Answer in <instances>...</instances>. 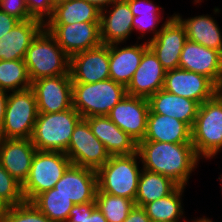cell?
<instances>
[{
  "instance_id": "1",
  "label": "cell",
  "mask_w": 222,
  "mask_h": 222,
  "mask_svg": "<svg viewBox=\"0 0 222 222\" xmlns=\"http://www.w3.org/2000/svg\"><path fill=\"white\" fill-rule=\"evenodd\" d=\"M137 152L143 169L169 177L184 187L200 160L192 143L139 141Z\"/></svg>"
},
{
  "instance_id": "2",
  "label": "cell",
  "mask_w": 222,
  "mask_h": 222,
  "mask_svg": "<svg viewBox=\"0 0 222 222\" xmlns=\"http://www.w3.org/2000/svg\"><path fill=\"white\" fill-rule=\"evenodd\" d=\"M30 81L70 74V57L44 27L32 40L24 58Z\"/></svg>"
},
{
  "instance_id": "3",
  "label": "cell",
  "mask_w": 222,
  "mask_h": 222,
  "mask_svg": "<svg viewBox=\"0 0 222 222\" xmlns=\"http://www.w3.org/2000/svg\"><path fill=\"white\" fill-rule=\"evenodd\" d=\"M191 143L200 159L214 158L222 150V90L199 106Z\"/></svg>"
},
{
  "instance_id": "4",
  "label": "cell",
  "mask_w": 222,
  "mask_h": 222,
  "mask_svg": "<svg viewBox=\"0 0 222 222\" xmlns=\"http://www.w3.org/2000/svg\"><path fill=\"white\" fill-rule=\"evenodd\" d=\"M81 119L74 107L58 113H38L30 139L37 150L65 153Z\"/></svg>"
},
{
  "instance_id": "5",
  "label": "cell",
  "mask_w": 222,
  "mask_h": 222,
  "mask_svg": "<svg viewBox=\"0 0 222 222\" xmlns=\"http://www.w3.org/2000/svg\"><path fill=\"white\" fill-rule=\"evenodd\" d=\"M138 152L130 155L110 156L97 172L98 189L114 196L135 200L142 168ZM141 168V170H140Z\"/></svg>"
},
{
  "instance_id": "6",
  "label": "cell",
  "mask_w": 222,
  "mask_h": 222,
  "mask_svg": "<svg viewBox=\"0 0 222 222\" xmlns=\"http://www.w3.org/2000/svg\"><path fill=\"white\" fill-rule=\"evenodd\" d=\"M126 95V87L110 78L95 83H72L73 107L83 119L107 116Z\"/></svg>"
},
{
  "instance_id": "7",
  "label": "cell",
  "mask_w": 222,
  "mask_h": 222,
  "mask_svg": "<svg viewBox=\"0 0 222 222\" xmlns=\"http://www.w3.org/2000/svg\"><path fill=\"white\" fill-rule=\"evenodd\" d=\"M71 164L64 152L37 150L29 175L22 184L25 201L32 202L39 194L54 188Z\"/></svg>"
},
{
  "instance_id": "8",
  "label": "cell",
  "mask_w": 222,
  "mask_h": 222,
  "mask_svg": "<svg viewBox=\"0 0 222 222\" xmlns=\"http://www.w3.org/2000/svg\"><path fill=\"white\" fill-rule=\"evenodd\" d=\"M9 93L0 137L30 139L38 116L35 93L31 87Z\"/></svg>"
},
{
  "instance_id": "9",
  "label": "cell",
  "mask_w": 222,
  "mask_h": 222,
  "mask_svg": "<svg viewBox=\"0 0 222 222\" xmlns=\"http://www.w3.org/2000/svg\"><path fill=\"white\" fill-rule=\"evenodd\" d=\"M65 154L72 164L96 171L110 158L104 144L96 138L83 118L75 126Z\"/></svg>"
},
{
  "instance_id": "10",
  "label": "cell",
  "mask_w": 222,
  "mask_h": 222,
  "mask_svg": "<svg viewBox=\"0 0 222 222\" xmlns=\"http://www.w3.org/2000/svg\"><path fill=\"white\" fill-rule=\"evenodd\" d=\"M44 27L69 57L102 44L100 22L44 24Z\"/></svg>"
},
{
  "instance_id": "11",
  "label": "cell",
  "mask_w": 222,
  "mask_h": 222,
  "mask_svg": "<svg viewBox=\"0 0 222 222\" xmlns=\"http://www.w3.org/2000/svg\"><path fill=\"white\" fill-rule=\"evenodd\" d=\"M186 40L185 27L173 14L167 17L156 37L146 41L163 68L168 71L179 68V59Z\"/></svg>"
},
{
  "instance_id": "12",
  "label": "cell",
  "mask_w": 222,
  "mask_h": 222,
  "mask_svg": "<svg viewBox=\"0 0 222 222\" xmlns=\"http://www.w3.org/2000/svg\"><path fill=\"white\" fill-rule=\"evenodd\" d=\"M38 113H58L73 107L70 74L41 78L31 82Z\"/></svg>"
},
{
  "instance_id": "13",
  "label": "cell",
  "mask_w": 222,
  "mask_h": 222,
  "mask_svg": "<svg viewBox=\"0 0 222 222\" xmlns=\"http://www.w3.org/2000/svg\"><path fill=\"white\" fill-rule=\"evenodd\" d=\"M147 98L126 95L108 113V118L137 143L144 139L148 114Z\"/></svg>"
},
{
  "instance_id": "14",
  "label": "cell",
  "mask_w": 222,
  "mask_h": 222,
  "mask_svg": "<svg viewBox=\"0 0 222 222\" xmlns=\"http://www.w3.org/2000/svg\"><path fill=\"white\" fill-rule=\"evenodd\" d=\"M163 89L200 105L220 90L206 76L182 68L166 71Z\"/></svg>"
},
{
  "instance_id": "15",
  "label": "cell",
  "mask_w": 222,
  "mask_h": 222,
  "mask_svg": "<svg viewBox=\"0 0 222 222\" xmlns=\"http://www.w3.org/2000/svg\"><path fill=\"white\" fill-rule=\"evenodd\" d=\"M69 72L72 83H95L109 79V45L101 44L72 55Z\"/></svg>"
},
{
  "instance_id": "16",
  "label": "cell",
  "mask_w": 222,
  "mask_h": 222,
  "mask_svg": "<svg viewBox=\"0 0 222 222\" xmlns=\"http://www.w3.org/2000/svg\"><path fill=\"white\" fill-rule=\"evenodd\" d=\"M179 68L202 74L222 90V53L191 40L184 43Z\"/></svg>"
},
{
  "instance_id": "17",
  "label": "cell",
  "mask_w": 222,
  "mask_h": 222,
  "mask_svg": "<svg viewBox=\"0 0 222 222\" xmlns=\"http://www.w3.org/2000/svg\"><path fill=\"white\" fill-rule=\"evenodd\" d=\"M54 188L57 193L70 198L74 204L95 201L98 190L97 172L94 169L71 164Z\"/></svg>"
},
{
  "instance_id": "18",
  "label": "cell",
  "mask_w": 222,
  "mask_h": 222,
  "mask_svg": "<svg viewBox=\"0 0 222 222\" xmlns=\"http://www.w3.org/2000/svg\"><path fill=\"white\" fill-rule=\"evenodd\" d=\"M36 151L31 139L0 137V165L21 184L29 175Z\"/></svg>"
},
{
  "instance_id": "19",
  "label": "cell",
  "mask_w": 222,
  "mask_h": 222,
  "mask_svg": "<svg viewBox=\"0 0 222 222\" xmlns=\"http://www.w3.org/2000/svg\"><path fill=\"white\" fill-rule=\"evenodd\" d=\"M108 7H111V9ZM101 9L100 35L102 44L124 43L133 31V13L127 0H116Z\"/></svg>"
},
{
  "instance_id": "20",
  "label": "cell",
  "mask_w": 222,
  "mask_h": 222,
  "mask_svg": "<svg viewBox=\"0 0 222 222\" xmlns=\"http://www.w3.org/2000/svg\"><path fill=\"white\" fill-rule=\"evenodd\" d=\"M166 70L163 68L154 52L148 47L141 62L126 87L131 96L149 98L163 89Z\"/></svg>"
},
{
  "instance_id": "21",
  "label": "cell",
  "mask_w": 222,
  "mask_h": 222,
  "mask_svg": "<svg viewBox=\"0 0 222 222\" xmlns=\"http://www.w3.org/2000/svg\"><path fill=\"white\" fill-rule=\"evenodd\" d=\"M92 133L101 141L110 156L130 155L137 152V142L122 131L108 116L85 118Z\"/></svg>"
},
{
  "instance_id": "22",
  "label": "cell",
  "mask_w": 222,
  "mask_h": 222,
  "mask_svg": "<svg viewBox=\"0 0 222 222\" xmlns=\"http://www.w3.org/2000/svg\"><path fill=\"white\" fill-rule=\"evenodd\" d=\"M120 44H109V71L110 79L128 86L133 74L138 68L144 51L148 48L147 41L141 44L124 46L120 48Z\"/></svg>"
},
{
  "instance_id": "23",
  "label": "cell",
  "mask_w": 222,
  "mask_h": 222,
  "mask_svg": "<svg viewBox=\"0 0 222 222\" xmlns=\"http://www.w3.org/2000/svg\"><path fill=\"white\" fill-rule=\"evenodd\" d=\"M44 28V23L32 18L19 21L0 38V60H24L32 40Z\"/></svg>"
},
{
  "instance_id": "24",
  "label": "cell",
  "mask_w": 222,
  "mask_h": 222,
  "mask_svg": "<svg viewBox=\"0 0 222 222\" xmlns=\"http://www.w3.org/2000/svg\"><path fill=\"white\" fill-rule=\"evenodd\" d=\"M151 113L168 115L186 123L191 129L194 125L200 104L197 101L175 95L164 89L148 98Z\"/></svg>"
},
{
  "instance_id": "25",
  "label": "cell",
  "mask_w": 222,
  "mask_h": 222,
  "mask_svg": "<svg viewBox=\"0 0 222 222\" xmlns=\"http://www.w3.org/2000/svg\"><path fill=\"white\" fill-rule=\"evenodd\" d=\"M141 141L191 143V128L176 118L149 112L146 133Z\"/></svg>"
},
{
  "instance_id": "26",
  "label": "cell",
  "mask_w": 222,
  "mask_h": 222,
  "mask_svg": "<svg viewBox=\"0 0 222 222\" xmlns=\"http://www.w3.org/2000/svg\"><path fill=\"white\" fill-rule=\"evenodd\" d=\"M174 15L184 25L188 40L222 53V32L213 17L207 14L183 19L179 13Z\"/></svg>"
},
{
  "instance_id": "27",
  "label": "cell",
  "mask_w": 222,
  "mask_h": 222,
  "mask_svg": "<svg viewBox=\"0 0 222 222\" xmlns=\"http://www.w3.org/2000/svg\"><path fill=\"white\" fill-rule=\"evenodd\" d=\"M100 13L101 9L86 0H69L56 5L45 24L100 22Z\"/></svg>"
},
{
  "instance_id": "28",
  "label": "cell",
  "mask_w": 222,
  "mask_h": 222,
  "mask_svg": "<svg viewBox=\"0 0 222 222\" xmlns=\"http://www.w3.org/2000/svg\"><path fill=\"white\" fill-rule=\"evenodd\" d=\"M178 186L169 177L142 168L134 203L143 207L147 203L171 194Z\"/></svg>"
},
{
  "instance_id": "29",
  "label": "cell",
  "mask_w": 222,
  "mask_h": 222,
  "mask_svg": "<svg viewBox=\"0 0 222 222\" xmlns=\"http://www.w3.org/2000/svg\"><path fill=\"white\" fill-rule=\"evenodd\" d=\"M183 189L184 186H178L171 194L145 204L143 208L150 221L180 222L184 214Z\"/></svg>"
},
{
  "instance_id": "30",
  "label": "cell",
  "mask_w": 222,
  "mask_h": 222,
  "mask_svg": "<svg viewBox=\"0 0 222 222\" xmlns=\"http://www.w3.org/2000/svg\"><path fill=\"white\" fill-rule=\"evenodd\" d=\"M133 13V31L138 30L141 32V36L137 39H142L145 34L151 32L153 34L149 40L154 39L156 35L161 31L158 28V24L162 21L163 16L161 17L159 14L162 8L159 6H155L153 1L150 0H127ZM160 18V19H159ZM142 37V38H141Z\"/></svg>"
},
{
  "instance_id": "31",
  "label": "cell",
  "mask_w": 222,
  "mask_h": 222,
  "mask_svg": "<svg viewBox=\"0 0 222 222\" xmlns=\"http://www.w3.org/2000/svg\"><path fill=\"white\" fill-rule=\"evenodd\" d=\"M32 203L53 222H67L74 203L70 198L57 193L55 188L39 194Z\"/></svg>"
},
{
  "instance_id": "32",
  "label": "cell",
  "mask_w": 222,
  "mask_h": 222,
  "mask_svg": "<svg viewBox=\"0 0 222 222\" xmlns=\"http://www.w3.org/2000/svg\"><path fill=\"white\" fill-rule=\"evenodd\" d=\"M31 87L24 60H0V89L13 92Z\"/></svg>"
},
{
  "instance_id": "33",
  "label": "cell",
  "mask_w": 222,
  "mask_h": 222,
  "mask_svg": "<svg viewBox=\"0 0 222 222\" xmlns=\"http://www.w3.org/2000/svg\"><path fill=\"white\" fill-rule=\"evenodd\" d=\"M95 203L108 222H123L135 206L131 199L104 193L99 189L96 193Z\"/></svg>"
},
{
  "instance_id": "34",
  "label": "cell",
  "mask_w": 222,
  "mask_h": 222,
  "mask_svg": "<svg viewBox=\"0 0 222 222\" xmlns=\"http://www.w3.org/2000/svg\"><path fill=\"white\" fill-rule=\"evenodd\" d=\"M0 199L9 207L25 202L22 184L0 165Z\"/></svg>"
},
{
  "instance_id": "35",
  "label": "cell",
  "mask_w": 222,
  "mask_h": 222,
  "mask_svg": "<svg viewBox=\"0 0 222 222\" xmlns=\"http://www.w3.org/2000/svg\"><path fill=\"white\" fill-rule=\"evenodd\" d=\"M4 222H53L32 202H24L7 209Z\"/></svg>"
},
{
  "instance_id": "36",
  "label": "cell",
  "mask_w": 222,
  "mask_h": 222,
  "mask_svg": "<svg viewBox=\"0 0 222 222\" xmlns=\"http://www.w3.org/2000/svg\"><path fill=\"white\" fill-rule=\"evenodd\" d=\"M67 222H108L103 213L96 206L95 201L74 204Z\"/></svg>"
},
{
  "instance_id": "37",
  "label": "cell",
  "mask_w": 222,
  "mask_h": 222,
  "mask_svg": "<svg viewBox=\"0 0 222 222\" xmlns=\"http://www.w3.org/2000/svg\"><path fill=\"white\" fill-rule=\"evenodd\" d=\"M29 14L44 24L52 16L54 6L51 0H26Z\"/></svg>"
},
{
  "instance_id": "38",
  "label": "cell",
  "mask_w": 222,
  "mask_h": 222,
  "mask_svg": "<svg viewBox=\"0 0 222 222\" xmlns=\"http://www.w3.org/2000/svg\"><path fill=\"white\" fill-rule=\"evenodd\" d=\"M0 9L19 21L32 19L29 14L26 0H0Z\"/></svg>"
},
{
  "instance_id": "39",
  "label": "cell",
  "mask_w": 222,
  "mask_h": 222,
  "mask_svg": "<svg viewBox=\"0 0 222 222\" xmlns=\"http://www.w3.org/2000/svg\"><path fill=\"white\" fill-rule=\"evenodd\" d=\"M18 22V19L0 9V38L13 29Z\"/></svg>"
},
{
  "instance_id": "40",
  "label": "cell",
  "mask_w": 222,
  "mask_h": 222,
  "mask_svg": "<svg viewBox=\"0 0 222 222\" xmlns=\"http://www.w3.org/2000/svg\"><path fill=\"white\" fill-rule=\"evenodd\" d=\"M123 222H150V219L143 207L135 205Z\"/></svg>"
},
{
  "instance_id": "41",
  "label": "cell",
  "mask_w": 222,
  "mask_h": 222,
  "mask_svg": "<svg viewBox=\"0 0 222 222\" xmlns=\"http://www.w3.org/2000/svg\"><path fill=\"white\" fill-rule=\"evenodd\" d=\"M9 92L0 89V129L5 118V109Z\"/></svg>"
},
{
  "instance_id": "42",
  "label": "cell",
  "mask_w": 222,
  "mask_h": 222,
  "mask_svg": "<svg viewBox=\"0 0 222 222\" xmlns=\"http://www.w3.org/2000/svg\"><path fill=\"white\" fill-rule=\"evenodd\" d=\"M86 1L95 4L99 9H103L111 5L116 0H86Z\"/></svg>"
},
{
  "instance_id": "43",
  "label": "cell",
  "mask_w": 222,
  "mask_h": 222,
  "mask_svg": "<svg viewBox=\"0 0 222 222\" xmlns=\"http://www.w3.org/2000/svg\"><path fill=\"white\" fill-rule=\"evenodd\" d=\"M8 205L0 199V222H4V218L8 209Z\"/></svg>"
},
{
  "instance_id": "44",
  "label": "cell",
  "mask_w": 222,
  "mask_h": 222,
  "mask_svg": "<svg viewBox=\"0 0 222 222\" xmlns=\"http://www.w3.org/2000/svg\"><path fill=\"white\" fill-rule=\"evenodd\" d=\"M193 222H213L211 219L209 218H206V217H202V218H199L197 217V219L195 220H192Z\"/></svg>"
},
{
  "instance_id": "45",
  "label": "cell",
  "mask_w": 222,
  "mask_h": 222,
  "mask_svg": "<svg viewBox=\"0 0 222 222\" xmlns=\"http://www.w3.org/2000/svg\"><path fill=\"white\" fill-rule=\"evenodd\" d=\"M65 1H69V0H51L54 7L62 2H65Z\"/></svg>"
},
{
  "instance_id": "46",
  "label": "cell",
  "mask_w": 222,
  "mask_h": 222,
  "mask_svg": "<svg viewBox=\"0 0 222 222\" xmlns=\"http://www.w3.org/2000/svg\"><path fill=\"white\" fill-rule=\"evenodd\" d=\"M200 2H202V0H194V4L196 3H200Z\"/></svg>"
},
{
  "instance_id": "47",
  "label": "cell",
  "mask_w": 222,
  "mask_h": 222,
  "mask_svg": "<svg viewBox=\"0 0 222 222\" xmlns=\"http://www.w3.org/2000/svg\"><path fill=\"white\" fill-rule=\"evenodd\" d=\"M150 222H160V221H150ZM185 222H187V221H185ZM188 222H192V221H188Z\"/></svg>"
}]
</instances>
